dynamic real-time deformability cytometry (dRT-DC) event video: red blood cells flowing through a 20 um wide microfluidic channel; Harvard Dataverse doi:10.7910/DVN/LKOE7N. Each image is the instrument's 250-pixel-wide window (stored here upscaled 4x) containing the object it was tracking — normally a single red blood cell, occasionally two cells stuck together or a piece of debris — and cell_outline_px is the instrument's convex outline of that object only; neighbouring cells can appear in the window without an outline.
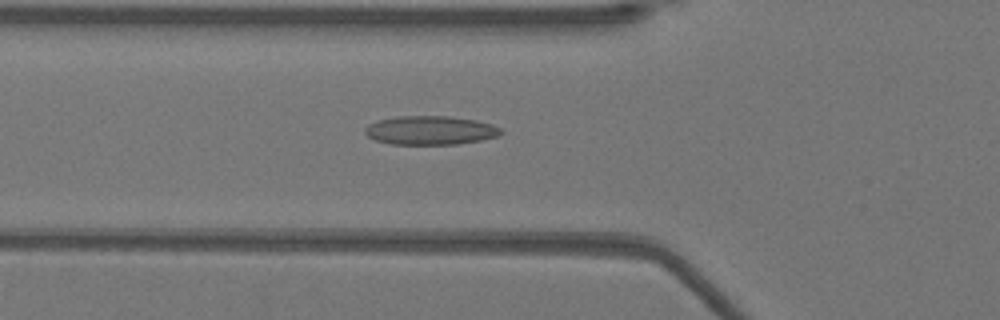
{"species": "Egyptian fruit bat (a non-hibernating species)", "species_latin": "Rousettus aegyptiacus", "temperature_condition": "warm", "stored_images_in_passage": 51, "camera_frame_rate_fps": 3000, "um_per_image_px": 0.085, "animal": {"sex": "female"}, "frame": {"image": 1, "passage_image": 18, "time_ms": 5.667, "image_size_px": [1000, 320], "cell_outline_px": [[504, 132], [496, 136], [480, 140], [456, 144], [392, 144], [376, 140], [368, 136], [364, 132], [364, 128], [368, 124], [376, 120], [396, 116], [448, 116], [476, 120], [492, 124], [500, 128]], "centroid_in_image_um": [36.55, 11.07], "position_along_channel_um": 89.3, "area_um2": 22.83}}
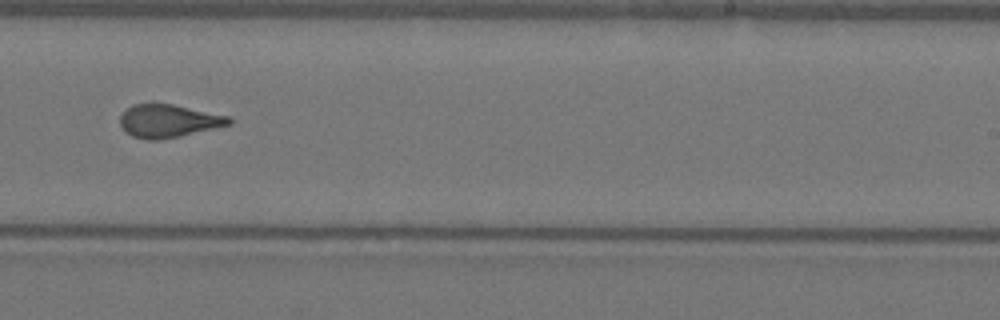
{"frame": {"image": 2, "passage_image": 32, "time_ms": 10.333, "image_size_px": [1000, 320], "cell_outline_px": [[232, 124], [216, 128], [180, 136], [156, 140], [148, 140], [132, 136], [120, 124], [120, 116], [132, 104], [172, 104], [228, 116], [232, 120]], "centroid_in_image_um": [14.34, 10.28], "position_along_channel_um": 274.7, "area_um2": 20.63}}
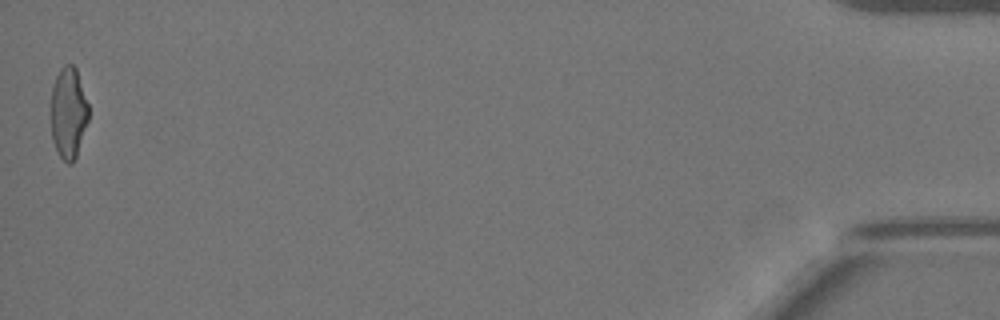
{"frame": {"image": 3, "passage_image": 51, "time_ms": 16.667, "image_size_px": [1000, 320], "cell_outline_px": [[88, 120], [76, 156], [72, 164], [68, 164], [60, 156], [52, 140], [52, 84], [60, 68], [64, 64], [72, 64], [76, 68], [88, 104]], "centroid_in_image_um": [5.82, 9.57], "position_along_channel_um": 429.4, "area_um2": 19.77}, "authors_computed_cell_mechanics": {"area_um2": 21.2704, "velocity_mm_per_s": 3.9568, "shape_relaxation_time_tau1_ms": 9.4277, "shape_relaxation_time_tau2_ms": 1.5086, "deformation_change_tau1": 0.2493, "deformation_change_tau2": 0.1042}}